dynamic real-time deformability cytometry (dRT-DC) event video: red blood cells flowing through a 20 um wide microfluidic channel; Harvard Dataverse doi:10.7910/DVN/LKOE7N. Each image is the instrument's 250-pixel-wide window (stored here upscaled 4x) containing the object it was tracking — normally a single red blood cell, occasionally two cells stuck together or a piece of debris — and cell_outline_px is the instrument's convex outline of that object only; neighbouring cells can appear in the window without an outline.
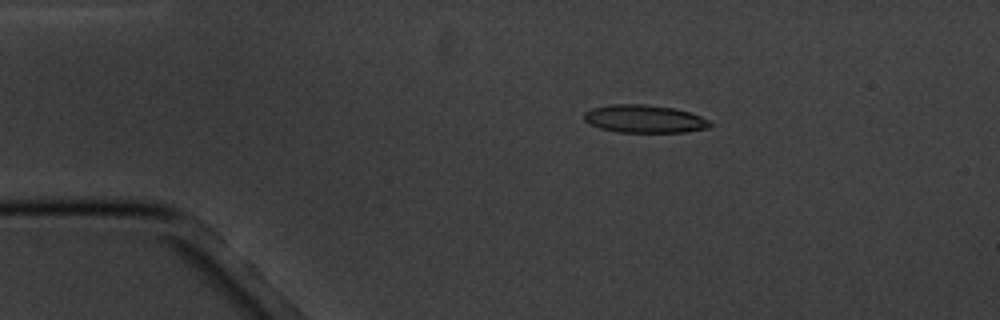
{"species": "common noctule bat (a hibernating species)", "species_latin": "Nyctalus noctula", "temperature_condition": "cold", "stored_images_in_passage": 6, "camera_frame_rate_fps": 3000, "um_per_image_px": 0.085, "animal": {"sex": "male", "body_mass_g": 20.1, "forearm_length_mm": 53.5}, "frame": {"image": 1, "passage_image": 3, "time_ms": 2.333, "image_size_px": [1000, 320], "cell_outline_px": [[712, 124], [708, 128], [688, 132], [620, 132], [600, 128], [588, 124], [584, 120], [584, 112], [592, 108], [612, 104], [644, 104], [672, 108], [688, 112], [700, 116], [708, 120]], "centroid_in_image_um": [54.75, 10.11], "position_along_channel_um": 30.3, "area_um2": 20.4}}
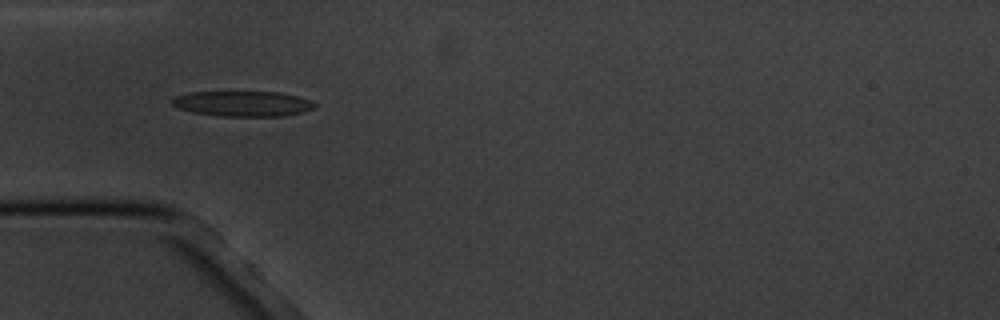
{"frame": {"image": 2, "passage_image": 5, "time_ms": 4.667, "image_size_px": [1000, 320], "cell_outline_px": [[316, 108], [304, 112], [284, 116], [220, 116], [192, 112], [176, 108], [172, 104], [172, 100], [176, 96], [192, 92], [280, 92], [296, 96], [308, 100], [316, 104]], "centroid_in_image_um": [20.64, 8.82], "position_along_channel_um": 64.4, "area_um2": 21.04}}
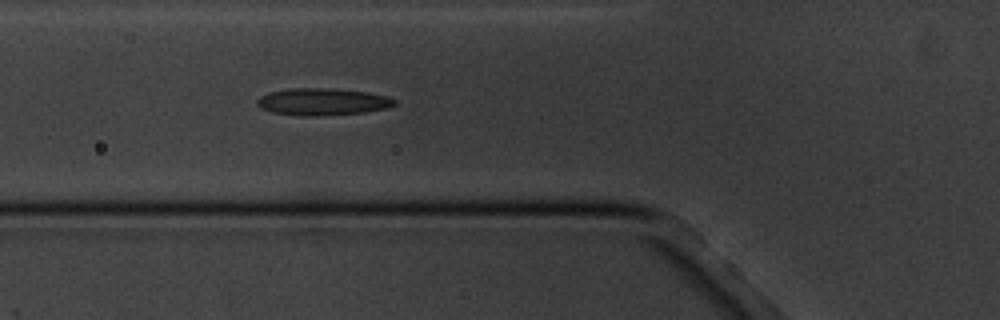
{"frame": {"image": 3, "passage_image": 6, "time_ms": 5.667, "image_size_px": [1000, 320], "cell_outline_px": [[396, 104], [388, 108], [364, 112], [308, 116], [304, 116], [272, 112], [260, 108], [256, 104], [256, 100], [260, 96], [268, 92], [288, 88], [332, 88], [368, 92], [388, 96], [396, 100]], "centroid_in_image_um": [27.4, 8.63], "position_along_channel_um": 98.4, "area_um2": 21.73}}